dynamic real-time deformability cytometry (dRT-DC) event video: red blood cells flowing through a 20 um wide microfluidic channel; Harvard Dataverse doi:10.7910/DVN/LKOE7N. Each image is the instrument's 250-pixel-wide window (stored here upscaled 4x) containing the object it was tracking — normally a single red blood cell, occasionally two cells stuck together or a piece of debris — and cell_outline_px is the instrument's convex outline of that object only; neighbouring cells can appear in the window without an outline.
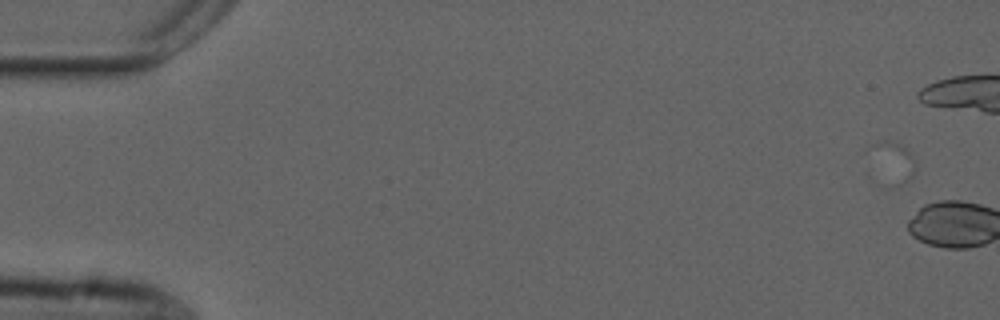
{"species": "common noctule bat (a hibernating species)", "species_latin": "Nyctalus noctula", "temperature_condition": "cold", "stored_images_in_passage": 6, "segment_of_instrument_passage": [1, 2], "camera_frame_rate_fps": 3000, "um_per_image_px": 0.085, "animal": {"sex": "male", "forearm_length_mm": 52.5}, "frame": {"image": 1, "passage_image": 4, "time_ms": 1.0, "image_size_px": [1000, 320], "cell_outline_px": [[916, 168], [912, 176], [908, 180], [892, 188], [864, 152], [868, 144], [880, 140], [884, 140], [896, 144], [904, 148], [908, 152]], "centroid_in_image_um": [75.74, 13.74], "position_along_channel_um": 9.3, "area_um2": 10.81}}